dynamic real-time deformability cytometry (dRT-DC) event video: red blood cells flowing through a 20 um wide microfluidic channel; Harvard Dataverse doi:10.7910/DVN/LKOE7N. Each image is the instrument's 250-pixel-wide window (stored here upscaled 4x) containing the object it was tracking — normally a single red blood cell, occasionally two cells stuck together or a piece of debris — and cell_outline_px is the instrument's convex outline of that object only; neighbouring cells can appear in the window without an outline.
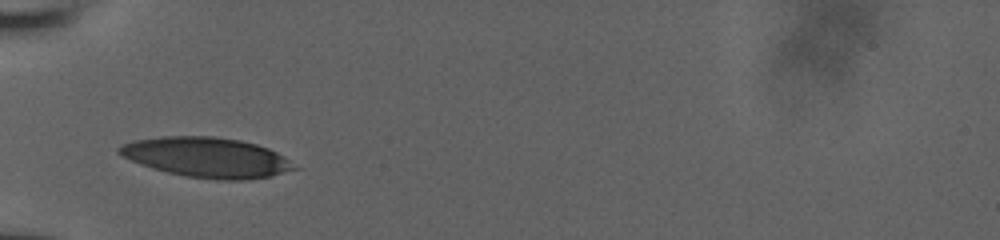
{"species": "human", "species_latin": "Homo sapiens", "temperature_condition": "room temperature", "stored_images_in_passage": 38, "camera_frame_rate_fps": 3000, "um_per_image_px": 0.085, "donor": {"sex": "male"}, "frame": {"image": 1, "passage_image": 1, "time_ms": 0.0, "image_size_px": [1000, 240], "cell_outline_px": [[300, 168], [272, 176], [244, 180], [216, 180], [184, 176], [152, 168], [140, 164], [116, 152], [116, 148], [124, 144], [136, 140], [160, 136], [212, 136], [240, 140], [256, 144], [268, 148], [276, 152]], "centroid_in_image_um": [17.59, 13.38], "position_along_channel_um": 67.4, "area_um2": 40.75}}
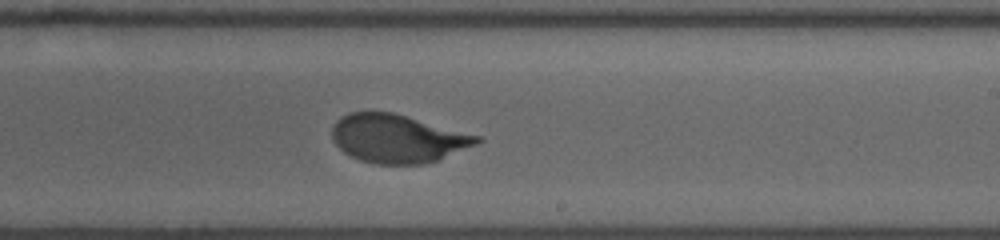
{"frame": {"image": 2, "passage_image": 17, "time_ms": 5.0, "image_size_px": [1000, 240], "cell_outline_px": [[484, 140], [476, 144], [440, 160], [424, 164], [376, 164], [360, 160], [344, 152], [332, 140], [332, 128], [336, 120], [340, 116], [348, 112], [392, 112], [480, 136]], "centroid_in_image_um": [33.79, 11.78], "position_along_channel_um": 255.2, "area_um2": 40.75}}
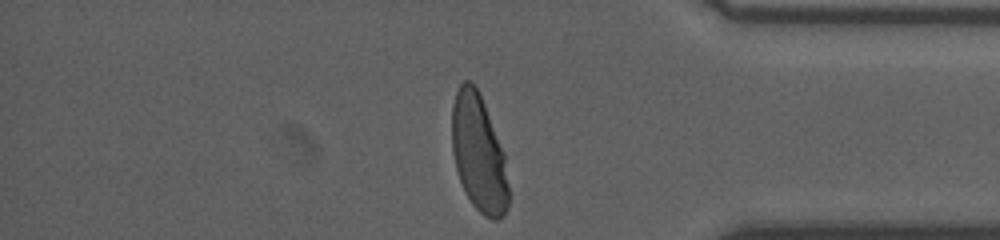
{"frame": {"image": 3, "passage_image": 37, "time_ms": 9.0, "image_size_px": [1000, 240], "cell_outline_px": [[508, 208], [504, 216], [500, 220], [492, 220], [484, 216], [472, 204], [464, 192], [456, 168], [452, 152], [452, 104], [456, 92], [460, 84], [464, 80], [468, 80], [476, 88], [484, 104], [504, 152], [508, 184]], "centroid_in_image_um": [40.69, 13.09], "position_along_channel_um": 394.5, "area_um2": 38.61}, "authors_computed_cell_mechanics": {"area_um2": 41.327, "velocity_mm_per_s": 3.8515, "shape_relaxation_time_tau1_ms": 4.0103, "shape_relaxation_time_tau2_ms": null, "deformation_change_tau1": 0.1769, "deformation_change_tau2": null}}